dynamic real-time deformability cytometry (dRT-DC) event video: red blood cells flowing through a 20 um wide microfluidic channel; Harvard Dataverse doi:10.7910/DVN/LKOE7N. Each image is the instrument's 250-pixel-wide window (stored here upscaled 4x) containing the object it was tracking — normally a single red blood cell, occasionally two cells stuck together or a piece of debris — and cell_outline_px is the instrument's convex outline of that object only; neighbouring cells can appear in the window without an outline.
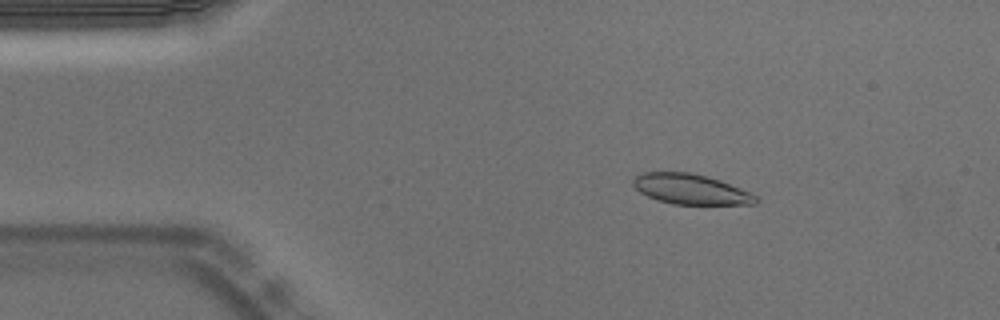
{"species": "Egyptian fruit bat (a non-hibernating species)", "species_latin": "Rousettus aegyptiacus", "temperature_condition": "warm", "stored_images_in_passage": 53, "camera_frame_rate_fps": 3000, "um_per_image_px": 0.085, "animal": {"sex": "male"}, "frame": {"image": 1, "passage_image": 8, "time_ms": 2.333, "image_size_px": [1000, 320], "cell_outline_px": [[760, 200], [756, 204], [672, 204], [656, 200], [640, 192], [632, 184], [632, 180], [636, 176], [644, 172], [688, 172], [720, 180], [752, 192]], "centroid_in_image_um": [58.73, 16.09], "position_along_channel_um": 26.3, "area_um2": 21.62}}
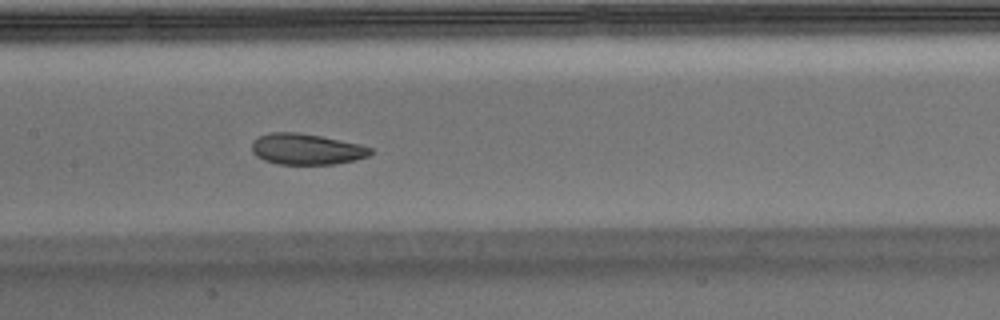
{"frame": {"image": 2, "passage_image": 25, "time_ms": 8.0, "image_size_px": [1000, 320], "cell_outline_px": [[372, 152], [368, 156], [356, 160], [332, 164], [276, 164], [264, 160], [256, 156], [252, 152], [252, 140], [268, 132], [296, 132], [320, 136], [360, 144], [372, 148]], "centroid_in_image_um": [26.02, 12.68], "position_along_channel_um": 181.4, "area_um2": 21.44}}
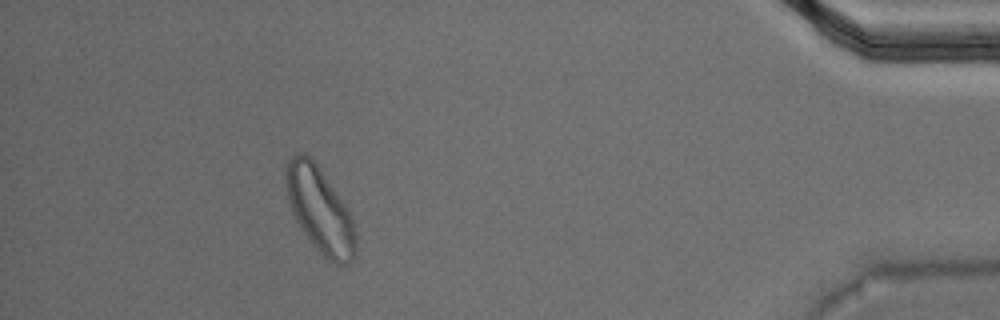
{"frame": {"image": 3, "passage_image": 48, "time_ms": 15.667, "image_size_px": [1000, 320], "cell_outline_px": [[356, 256], [348, 264], [336, 264], [328, 260], [316, 248], [304, 232], [296, 220], [292, 212], [288, 200], [284, 180], [284, 176], [288, 160], [296, 152], [304, 152], [312, 156], [352, 216], [356, 232]], "centroid_in_image_um": [27.18, 17.82], "position_along_channel_um": 408.0, "area_um2": 34.85}, "authors_computed_cell_mechanics": {"area_um2": 22.542, "velocity_mm_per_s": 3.7106, "shape_relaxation_time_tau1_ms": 4.3863, "shape_relaxation_time_tau2_ms": 2.2527, "deformation_change_tau1": 0.1214, "deformation_change_tau2": 0.0716}}